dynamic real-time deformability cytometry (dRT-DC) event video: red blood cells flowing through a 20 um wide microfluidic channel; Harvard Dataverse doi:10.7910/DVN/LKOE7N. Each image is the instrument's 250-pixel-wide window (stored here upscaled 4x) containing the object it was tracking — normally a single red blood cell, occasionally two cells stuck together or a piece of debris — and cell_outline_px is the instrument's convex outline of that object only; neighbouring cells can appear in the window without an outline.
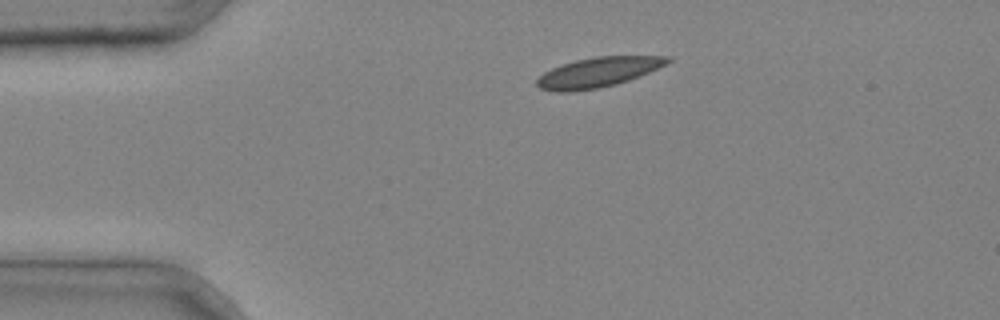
{"species": "common noctule bat (a hibernating species)", "species_latin": "Nyctalus noctula", "temperature_condition": "cold", "stored_images_in_passage": 30, "camera_frame_rate_fps": 3000, "um_per_image_px": 0.085, "animal": {"sex": "male", "body_mass_g": 20.4}, "frame": {"image": 1, "passage_image": 1, "time_ms": 0.0, "image_size_px": [1000, 320], "cell_outline_px": [[672, 60], [668, 64], [640, 76], [616, 84], [596, 88], [568, 92], [556, 92], [540, 88], [536, 84], [536, 80], [544, 72], [552, 68], [576, 60], [596, 56], [672, 56]], "centroid_in_image_um": [50.87, 6.13], "position_along_channel_um": 34.1, "area_um2": 22.66}}
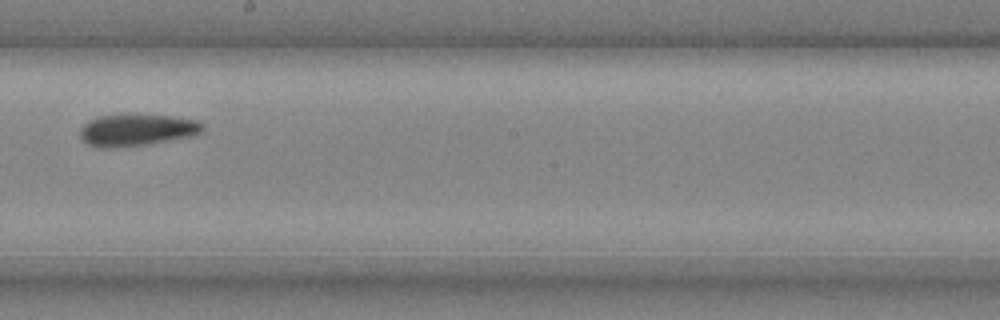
{"frame": {"image": 2, "passage_image": 17, "time_ms": 5.333, "image_size_px": [1000, 320], "cell_outline_px": [[204, 132], [192, 136], [148, 144], [112, 148], [108, 148], [88, 144], [80, 136], [80, 128], [88, 120], [100, 116], [172, 116], [196, 120], [204, 124]], "centroid_in_image_um": [11.67, 11.07], "position_along_channel_um": 236.5, "area_um2": 22.31}}
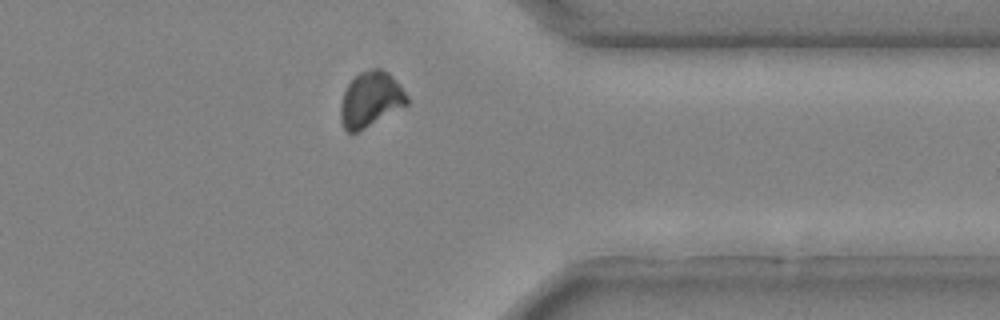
{"frame": {"image": 3, "passage_image": 27, "time_ms": 8.667, "image_size_px": [1000, 320], "cell_outline_px": [[408, 104], [352, 136], [344, 128], [340, 120], [340, 104], [344, 92], [348, 84], [360, 72], [372, 68], [380, 68], [388, 72], [400, 84], [408, 96]], "centroid_in_image_um": [31.49, 8.47], "position_along_channel_um": 379.9, "area_um2": 21.62}}